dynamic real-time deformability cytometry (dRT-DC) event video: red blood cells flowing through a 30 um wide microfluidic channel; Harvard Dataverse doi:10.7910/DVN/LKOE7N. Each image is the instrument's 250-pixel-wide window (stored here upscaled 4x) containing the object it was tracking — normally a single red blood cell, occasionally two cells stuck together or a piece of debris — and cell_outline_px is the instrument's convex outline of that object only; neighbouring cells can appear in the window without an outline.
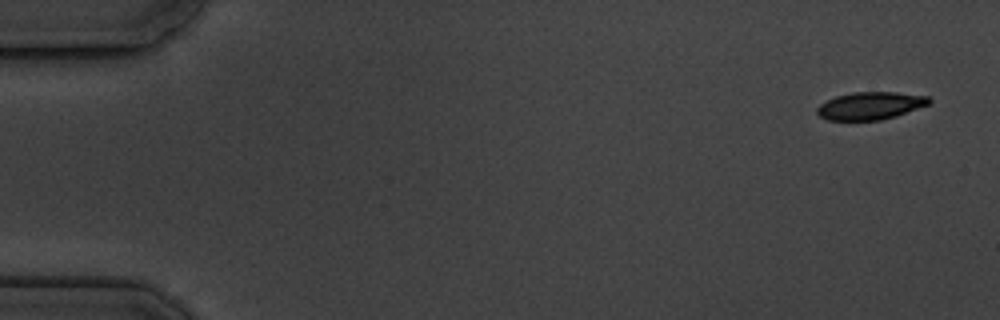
{"species": "common noctule bat (a hibernating species)", "species_latin": "Nyctalus noctula", "temperature_condition": "cold", "stored_images_in_passage": 5, "camera_frame_rate_fps": 3000, "um_per_image_px": 0.085, "animal": {"sex": "male", "body_mass_g": 19.5, "forearm_length_mm": 54.6}, "frame": {"image": 1, "passage_image": 1, "time_ms": 0.0, "image_size_px": [1000, 320], "cell_outline_px": [[932, 100], [928, 104], [896, 116], [880, 120], [828, 120], [820, 116], [816, 112], [816, 108], [820, 104], [836, 96], [852, 92], [896, 92], [928, 96]], "centroid_in_image_um": [73.97, 8.98], "position_along_channel_um": 11.0, "area_um2": 17.92}}
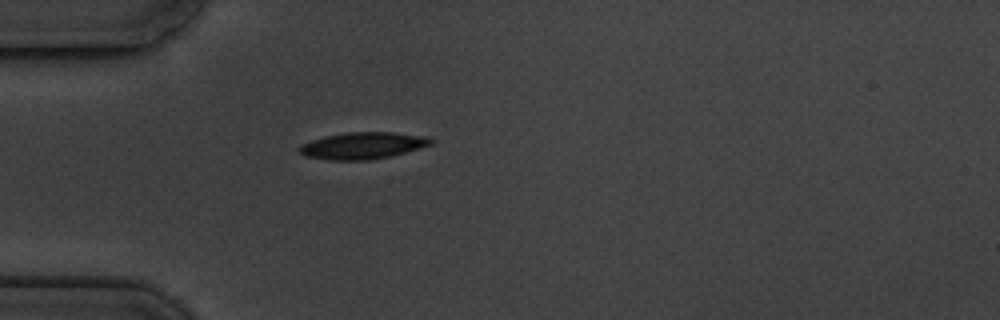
{"frame": {"image": 2, "passage_image": 5, "time_ms": 4.667, "image_size_px": [1000, 320], "cell_outline_px": [[432, 144], [420, 148], [392, 156], [372, 160], [328, 160], [304, 156], [300, 152], [300, 144], [324, 136], [344, 132], [392, 132], [428, 136], [432, 140]], "centroid_in_image_um": [30.84, 12.38], "position_along_channel_um": 54.2, "area_um2": 20.69}}